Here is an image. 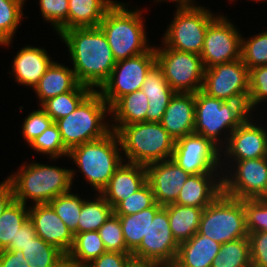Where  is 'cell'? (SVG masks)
Returning a JSON list of instances; mask_svg holds the SVG:
<instances>
[{
  "label": "cell",
  "instance_id": "d4e9b609",
  "mask_svg": "<svg viewBox=\"0 0 267 267\" xmlns=\"http://www.w3.org/2000/svg\"><path fill=\"white\" fill-rule=\"evenodd\" d=\"M141 89L149 100L146 122H160L175 91L168 85L157 65L147 74Z\"/></svg>",
  "mask_w": 267,
  "mask_h": 267
},
{
  "label": "cell",
  "instance_id": "f5cc1de1",
  "mask_svg": "<svg viewBox=\"0 0 267 267\" xmlns=\"http://www.w3.org/2000/svg\"><path fill=\"white\" fill-rule=\"evenodd\" d=\"M156 3L161 2H173L176 3V9H194L201 7L199 4L197 5L196 0H154Z\"/></svg>",
  "mask_w": 267,
  "mask_h": 267
},
{
  "label": "cell",
  "instance_id": "ee69618b",
  "mask_svg": "<svg viewBox=\"0 0 267 267\" xmlns=\"http://www.w3.org/2000/svg\"><path fill=\"white\" fill-rule=\"evenodd\" d=\"M267 102V65L249 70V98L247 108L255 113L257 106ZM267 104V103H266Z\"/></svg>",
  "mask_w": 267,
  "mask_h": 267
},
{
  "label": "cell",
  "instance_id": "c3c4849f",
  "mask_svg": "<svg viewBox=\"0 0 267 267\" xmlns=\"http://www.w3.org/2000/svg\"><path fill=\"white\" fill-rule=\"evenodd\" d=\"M132 261L131 253L105 252L86 267H128Z\"/></svg>",
  "mask_w": 267,
  "mask_h": 267
},
{
  "label": "cell",
  "instance_id": "7c38bea8",
  "mask_svg": "<svg viewBox=\"0 0 267 267\" xmlns=\"http://www.w3.org/2000/svg\"><path fill=\"white\" fill-rule=\"evenodd\" d=\"M201 90L211 97L223 101H242L247 106L249 69L242 59L207 68Z\"/></svg>",
  "mask_w": 267,
  "mask_h": 267
},
{
  "label": "cell",
  "instance_id": "277c9868",
  "mask_svg": "<svg viewBox=\"0 0 267 267\" xmlns=\"http://www.w3.org/2000/svg\"><path fill=\"white\" fill-rule=\"evenodd\" d=\"M118 135L123 160L143 166L171 159L173 139L160 122H140L111 126Z\"/></svg>",
  "mask_w": 267,
  "mask_h": 267
},
{
  "label": "cell",
  "instance_id": "6da1fadb",
  "mask_svg": "<svg viewBox=\"0 0 267 267\" xmlns=\"http://www.w3.org/2000/svg\"><path fill=\"white\" fill-rule=\"evenodd\" d=\"M67 46L79 84L98 91L109 78L115 58L100 27L71 28L58 35Z\"/></svg>",
  "mask_w": 267,
  "mask_h": 267
},
{
  "label": "cell",
  "instance_id": "816d5d0a",
  "mask_svg": "<svg viewBox=\"0 0 267 267\" xmlns=\"http://www.w3.org/2000/svg\"><path fill=\"white\" fill-rule=\"evenodd\" d=\"M14 200V193L10 182L4 179L0 182V216Z\"/></svg>",
  "mask_w": 267,
  "mask_h": 267
},
{
  "label": "cell",
  "instance_id": "4dcf8cb0",
  "mask_svg": "<svg viewBox=\"0 0 267 267\" xmlns=\"http://www.w3.org/2000/svg\"><path fill=\"white\" fill-rule=\"evenodd\" d=\"M161 207L155 203L152 207L132 215H117L120 219L126 247L131 253L140 245L142 238L146 236L150 222Z\"/></svg>",
  "mask_w": 267,
  "mask_h": 267
},
{
  "label": "cell",
  "instance_id": "e0dca14e",
  "mask_svg": "<svg viewBox=\"0 0 267 267\" xmlns=\"http://www.w3.org/2000/svg\"><path fill=\"white\" fill-rule=\"evenodd\" d=\"M172 159L190 175L222 173L221 149L200 134L176 140Z\"/></svg>",
  "mask_w": 267,
  "mask_h": 267
},
{
  "label": "cell",
  "instance_id": "4316f807",
  "mask_svg": "<svg viewBox=\"0 0 267 267\" xmlns=\"http://www.w3.org/2000/svg\"><path fill=\"white\" fill-rule=\"evenodd\" d=\"M149 100L142 89L120 97L110 107V125L124 126L146 122Z\"/></svg>",
  "mask_w": 267,
  "mask_h": 267
},
{
  "label": "cell",
  "instance_id": "9c48e42d",
  "mask_svg": "<svg viewBox=\"0 0 267 267\" xmlns=\"http://www.w3.org/2000/svg\"><path fill=\"white\" fill-rule=\"evenodd\" d=\"M213 13L202 5L194 9H176L161 43L174 50L200 55L207 27L220 14Z\"/></svg>",
  "mask_w": 267,
  "mask_h": 267
},
{
  "label": "cell",
  "instance_id": "d6a6232c",
  "mask_svg": "<svg viewBox=\"0 0 267 267\" xmlns=\"http://www.w3.org/2000/svg\"><path fill=\"white\" fill-rule=\"evenodd\" d=\"M92 91L91 88L78 84L72 91L49 98L38 107L55 122L72 113Z\"/></svg>",
  "mask_w": 267,
  "mask_h": 267
},
{
  "label": "cell",
  "instance_id": "bcb514c9",
  "mask_svg": "<svg viewBox=\"0 0 267 267\" xmlns=\"http://www.w3.org/2000/svg\"><path fill=\"white\" fill-rule=\"evenodd\" d=\"M23 121L21 133L28 145L54 122L41 107L31 111Z\"/></svg>",
  "mask_w": 267,
  "mask_h": 267
},
{
  "label": "cell",
  "instance_id": "11a10c76",
  "mask_svg": "<svg viewBox=\"0 0 267 267\" xmlns=\"http://www.w3.org/2000/svg\"><path fill=\"white\" fill-rule=\"evenodd\" d=\"M74 265L69 261L65 260L62 264H60L58 267H73Z\"/></svg>",
  "mask_w": 267,
  "mask_h": 267
},
{
  "label": "cell",
  "instance_id": "60d3db41",
  "mask_svg": "<svg viewBox=\"0 0 267 267\" xmlns=\"http://www.w3.org/2000/svg\"><path fill=\"white\" fill-rule=\"evenodd\" d=\"M40 14L59 35L68 30V0H38Z\"/></svg>",
  "mask_w": 267,
  "mask_h": 267
},
{
  "label": "cell",
  "instance_id": "f1b7e54d",
  "mask_svg": "<svg viewBox=\"0 0 267 267\" xmlns=\"http://www.w3.org/2000/svg\"><path fill=\"white\" fill-rule=\"evenodd\" d=\"M170 229L178 244L188 241L198 232L203 208L178 205H167Z\"/></svg>",
  "mask_w": 267,
  "mask_h": 267
},
{
  "label": "cell",
  "instance_id": "e575fe53",
  "mask_svg": "<svg viewBox=\"0 0 267 267\" xmlns=\"http://www.w3.org/2000/svg\"><path fill=\"white\" fill-rule=\"evenodd\" d=\"M24 6V0H0V47L11 46L23 18H28L23 17Z\"/></svg>",
  "mask_w": 267,
  "mask_h": 267
},
{
  "label": "cell",
  "instance_id": "7bdbcfd3",
  "mask_svg": "<svg viewBox=\"0 0 267 267\" xmlns=\"http://www.w3.org/2000/svg\"><path fill=\"white\" fill-rule=\"evenodd\" d=\"M247 233L267 232V197L244 199Z\"/></svg>",
  "mask_w": 267,
  "mask_h": 267
},
{
  "label": "cell",
  "instance_id": "ac0fdd59",
  "mask_svg": "<svg viewBox=\"0 0 267 267\" xmlns=\"http://www.w3.org/2000/svg\"><path fill=\"white\" fill-rule=\"evenodd\" d=\"M146 170L147 182L152 188L156 203L160 206L174 204L190 176L172 158L149 164Z\"/></svg>",
  "mask_w": 267,
  "mask_h": 267
},
{
  "label": "cell",
  "instance_id": "8fae6325",
  "mask_svg": "<svg viewBox=\"0 0 267 267\" xmlns=\"http://www.w3.org/2000/svg\"><path fill=\"white\" fill-rule=\"evenodd\" d=\"M155 65L154 46L143 54L118 61L98 92L111 107L120 97L140 90L145 77Z\"/></svg>",
  "mask_w": 267,
  "mask_h": 267
},
{
  "label": "cell",
  "instance_id": "836d02e7",
  "mask_svg": "<svg viewBox=\"0 0 267 267\" xmlns=\"http://www.w3.org/2000/svg\"><path fill=\"white\" fill-rule=\"evenodd\" d=\"M21 251L29 267H58L66 260L62 251L39 236L32 239Z\"/></svg>",
  "mask_w": 267,
  "mask_h": 267
},
{
  "label": "cell",
  "instance_id": "8d00e7d4",
  "mask_svg": "<svg viewBox=\"0 0 267 267\" xmlns=\"http://www.w3.org/2000/svg\"><path fill=\"white\" fill-rule=\"evenodd\" d=\"M251 264L248 237L221 244L211 267H248Z\"/></svg>",
  "mask_w": 267,
  "mask_h": 267
},
{
  "label": "cell",
  "instance_id": "7a4b0ae2",
  "mask_svg": "<svg viewBox=\"0 0 267 267\" xmlns=\"http://www.w3.org/2000/svg\"><path fill=\"white\" fill-rule=\"evenodd\" d=\"M74 168L58 167L57 165L41 164L32 160L25 161L19 169L7 176L14 199L26 206L48 204L58 195L69 193L77 174Z\"/></svg>",
  "mask_w": 267,
  "mask_h": 267
},
{
  "label": "cell",
  "instance_id": "6f0895ef",
  "mask_svg": "<svg viewBox=\"0 0 267 267\" xmlns=\"http://www.w3.org/2000/svg\"><path fill=\"white\" fill-rule=\"evenodd\" d=\"M248 267H257V266H254V265L250 264Z\"/></svg>",
  "mask_w": 267,
  "mask_h": 267
},
{
  "label": "cell",
  "instance_id": "cb8c5ba5",
  "mask_svg": "<svg viewBox=\"0 0 267 267\" xmlns=\"http://www.w3.org/2000/svg\"><path fill=\"white\" fill-rule=\"evenodd\" d=\"M221 244L195 233L188 241L179 244L178 253L171 267H211Z\"/></svg>",
  "mask_w": 267,
  "mask_h": 267
},
{
  "label": "cell",
  "instance_id": "7402d4cb",
  "mask_svg": "<svg viewBox=\"0 0 267 267\" xmlns=\"http://www.w3.org/2000/svg\"><path fill=\"white\" fill-rule=\"evenodd\" d=\"M147 183L146 166L123 161L101 191L112 208Z\"/></svg>",
  "mask_w": 267,
  "mask_h": 267
},
{
  "label": "cell",
  "instance_id": "ab89813d",
  "mask_svg": "<svg viewBox=\"0 0 267 267\" xmlns=\"http://www.w3.org/2000/svg\"><path fill=\"white\" fill-rule=\"evenodd\" d=\"M241 59L249 70L267 65V30L249 38L242 35Z\"/></svg>",
  "mask_w": 267,
  "mask_h": 267
},
{
  "label": "cell",
  "instance_id": "484cf974",
  "mask_svg": "<svg viewBox=\"0 0 267 267\" xmlns=\"http://www.w3.org/2000/svg\"><path fill=\"white\" fill-rule=\"evenodd\" d=\"M78 84L72 67L54 60L33 90L40 106L49 98L72 91Z\"/></svg>",
  "mask_w": 267,
  "mask_h": 267
},
{
  "label": "cell",
  "instance_id": "d590c367",
  "mask_svg": "<svg viewBox=\"0 0 267 267\" xmlns=\"http://www.w3.org/2000/svg\"><path fill=\"white\" fill-rule=\"evenodd\" d=\"M28 218L29 206L15 199L8 205L0 216V251L15 242L18 229Z\"/></svg>",
  "mask_w": 267,
  "mask_h": 267
},
{
  "label": "cell",
  "instance_id": "44dd1931",
  "mask_svg": "<svg viewBox=\"0 0 267 267\" xmlns=\"http://www.w3.org/2000/svg\"><path fill=\"white\" fill-rule=\"evenodd\" d=\"M160 124L175 141L194 133L195 93L175 92L162 116Z\"/></svg>",
  "mask_w": 267,
  "mask_h": 267
},
{
  "label": "cell",
  "instance_id": "f546056e",
  "mask_svg": "<svg viewBox=\"0 0 267 267\" xmlns=\"http://www.w3.org/2000/svg\"><path fill=\"white\" fill-rule=\"evenodd\" d=\"M107 252L98 231H87L74 235L72 248L66 255L74 266L86 267Z\"/></svg>",
  "mask_w": 267,
  "mask_h": 267
},
{
  "label": "cell",
  "instance_id": "9a60e30c",
  "mask_svg": "<svg viewBox=\"0 0 267 267\" xmlns=\"http://www.w3.org/2000/svg\"><path fill=\"white\" fill-rule=\"evenodd\" d=\"M179 244L170 229L167 206H162L155 214L146 236L131 253L138 262H156L171 267L176 259Z\"/></svg>",
  "mask_w": 267,
  "mask_h": 267
},
{
  "label": "cell",
  "instance_id": "2e32d148",
  "mask_svg": "<svg viewBox=\"0 0 267 267\" xmlns=\"http://www.w3.org/2000/svg\"><path fill=\"white\" fill-rule=\"evenodd\" d=\"M253 114L230 134L221 149L222 173L235 161L267 157V124L263 126Z\"/></svg>",
  "mask_w": 267,
  "mask_h": 267
},
{
  "label": "cell",
  "instance_id": "f6af8a7d",
  "mask_svg": "<svg viewBox=\"0 0 267 267\" xmlns=\"http://www.w3.org/2000/svg\"><path fill=\"white\" fill-rule=\"evenodd\" d=\"M107 252L131 253L123 237L119 217L112 213L98 230Z\"/></svg>",
  "mask_w": 267,
  "mask_h": 267
},
{
  "label": "cell",
  "instance_id": "8992f818",
  "mask_svg": "<svg viewBox=\"0 0 267 267\" xmlns=\"http://www.w3.org/2000/svg\"><path fill=\"white\" fill-rule=\"evenodd\" d=\"M251 114L242 101H223L198 90L195 93L194 133L222 149L230 134Z\"/></svg>",
  "mask_w": 267,
  "mask_h": 267
},
{
  "label": "cell",
  "instance_id": "1f68e13d",
  "mask_svg": "<svg viewBox=\"0 0 267 267\" xmlns=\"http://www.w3.org/2000/svg\"><path fill=\"white\" fill-rule=\"evenodd\" d=\"M91 199V200H90ZM84 199L77 226V233L98 231L113 213L106 199L97 193L94 198Z\"/></svg>",
  "mask_w": 267,
  "mask_h": 267
},
{
  "label": "cell",
  "instance_id": "52a82bcc",
  "mask_svg": "<svg viewBox=\"0 0 267 267\" xmlns=\"http://www.w3.org/2000/svg\"><path fill=\"white\" fill-rule=\"evenodd\" d=\"M108 116L110 107L98 91H92L72 113L55 121L65 148L70 151L106 136L111 131Z\"/></svg>",
  "mask_w": 267,
  "mask_h": 267
},
{
  "label": "cell",
  "instance_id": "ba28073f",
  "mask_svg": "<svg viewBox=\"0 0 267 267\" xmlns=\"http://www.w3.org/2000/svg\"><path fill=\"white\" fill-rule=\"evenodd\" d=\"M197 233L220 244L247 237L244 199L222 192L203 209Z\"/></svg>",
  "mask_w": 267,
  "mask_h": 267
},
{
  "label": "cell",
  "instance_id": "f35d334b",
  "mask_svg": "<svg viewBox=\"0 0 267 267\" xmlns=\"http://www.w3.org/2000/svg\"><path fill=\"white\" fill-rule=\"evenodd\" d=\"M38 154L48 156L51 162L68 157L69 151L65 148L59 128L53 122L40 136L36 137L28 146Z\"/></svg>",
  "mask_w": 267,
  "mask_h": 267
},
{
  "label": "cell",
  "instance_id": "9f6ffc18",
  "mask_svg": "<svg viewBox=\"0 0 267 267\" xmlns=\"http://www.w3.org/2000/svg\"><path fill=\"white\" fill-rule=\"evenodd\" d=\"M228 1H230V2H231V1L235 2V0H228ZM251 1H253V2L256 1V2H260V3H261V1H262V2H265V1H266V2H267V0H251Z\"/></svg>",
  "mask_w": 267,
  "mask_h": 267
},
{
  "label": "cell",
  "instance_id": "3957f363",
  "mask_svg": "<svg viewBox=\"0 0 267 267\" xmlns=\"http://www.w3.org/2000/svg\"><path fill=\"white\" fill-rule=\"evenodd\" d=\"M128 4L117 1L99 24L116 62L143 54L153 46L145 29L146 17H142L145 10L137 6L130 9Z\"/></svg>",
  "mask_w": 267,
  "mask_h": 267
},
{
  "label": "cell",
  "instance_id": "4fadbf2b",
  "mask_svg": "<svg viewBox=\"0 0 267 267\" xmlns=\"http://www.w3.org/2000/svg\"><path fill=\"white\" fill-rule=\"evenodd\" d=\"M222 192L241 200L267 197V157L233 162L222 173Z\"/></svg>",
  "mask_w": 267,
  "mask_h": 267
},
{
  "label": "cell",
  "instance_id": "30bf717a",
  "mask_svg": "<svg viewBox=\"0 0 267 267\" xmlns=\"http://www.w3.org/2000/svg\"><path fill=\"white\" fill-rule=\"evenodd\" d=\"M161 45L154 47L156 65L162 70L168 85L180 93H196L201 90L205 67L200 55Z\"/></svg>",
  "mask_w": 267,
  "mask_h": 267
},
{
  "label": "cell",
  "instance_id": "ffe728a7",
  "mask_svg": "<svg viewBox=\"0 0 267 267\" xmlns=\"http://www.w3.org/2000/svg\"><path fill=\"white\" fill-rule=\"evenodd\" d=\"M44 47L24 45L12 61L11 73L18 85L34 88L54 61Z\"/></svg>",
  "mask_w": 267,
  "mask_h": 267
},
{
  "label": "cell",
  "instance_id": "f907efd6",
  "mask_svg": "<svg viewBox=\"0 0 267 267\" xmlns=\"http://www.w3.org/2000/svg\"><path fill=\"white\" fill-rule=\"evenodd\" d=\"M0 267H29L21 250H1Z\"/></svg>",
  "mask_w": 267,
  "mask_h": 267
},
{
  "label": "cell",
  "instance_id": "d6986e66",
  "mask_svg": "<svg viewBox=\"0 0 267 267\" xmlns=\"http://www.w3.org/2000/svg\"><path fill=\"white\" fill-rule=\"evenodd\" d=\"M29 219L37 236L65 255L72 248L74 235L49 204H29Z\"/></svg>",
  "mask_w": 267,
  "mask_h": 267
},
{
  "label": "cell",
  "instance_id": "603a6c76",
  "mask_svg": "<svg viewBox=\"0 0 267 267\" xmlns=\"http://www.w3.org/2000/svg\"><path fill=\"white\" fill-rule=\"evenodd\" d=\"M222 193V173L190 175L176 200L178 205L206 208Z\"/></svg>",
  "mask_w": 267,
  "mask_h": 267
},
{
  "label": "cell",
  "instance_id": "5b68a950",
  "mask_svg": "<svg viewBox=\"0 0 267 267\" xmlns=\"http://www.w3.org/2000/svg\"><path fill=\"white\" fill-rule=\"evenodd\" d=\"M67 158L78 167V174L82 173L85 182L96 193H101L124 161L118 135L113 130L100 139L72 148Z\"/></svg>",
  "mask_w": 267,
  "mask_h": 267
},
{
  "label": "cell",
  "instance_id": "b9f144b4",
  "mask_svg": "<svg viewBox=\"0 0 267 267\" xmlns=\"http://www.w3.org/2000/svg\"><path fill=\"white\" fill-rule=\"evenodd\" d=\"M155 203L156 201L152 188L147 182L138 191L120 201L113 208V213L116 215H132L152 207Z\"/></svg>",
  "mask_w": 267,
  "mask_h": 267
},
{
  "label": "cell",
  "instance_id": "681fc988",
  "mask_svg": "<svg viewBox=\"0 0 267 267\" xmlns=\"http://www.w3.org/2000/svg\"><path fill=\"white\" fill-rule=\"evenodd\" d=\"M37 236L36 230L32 221L28 218L18 229L15 236V242H11L6 248L7 250H23V248L31 242Z\"/></svg>",
  "mask_w": 267,
  "mask_h": 267
},
{
  "label": "cell",
  "instance_id": "5bb4252c",
  "mask_svg": "<svg viewBox=\"0 0 267 267\" xmlns=\"http://www.w3.org/2000/svg\"><path fill=\"white\" fill-rule=\"evenodd\" d=\"M230 20L219 14L207 27L200 54L205 69L241 59L242 33Z\"/></svg>",
  "mask_w": 267,
  "mask_h": 267
},
{
  "label": "cell",
  "instance_id": "7dc6e473",
  "mask_svg": "<svg viewBox=\"0 0 267 267\" xmlns=\"http://www.w3.org/2000/svg\"><path fill=\"white\" fill-rule=\"evenodd\" d=\"M251 264L267 267V232L248 234Z\"/></svg>",
  "mask_w": 267,
  "mask_h": 267
},
{
  "label": "cell",
  "instance_id": "83f0119b",
  "mask_svg": "<svg viewBox=\"0 0 267 267\" xmlns=\"http://www.w3.org/2000/svg\"><path fill=\"white\" fill-rule=\"evenodd\" d=\"M117 0H68V29L99 27Z\"/></svg>",
  "mask_w": 267,
  "mask_h": 267
},
{
  "label": "cell",
  "instance_id": "db71d44e",
  "mask_svg": "<svg viewBox=\"0 0 267 267\" xmlns=\"http://www.w3.org/2000/svg\"><path fill=\"white\" fill-rule=\"evenodd\" d=\"M128 267H167V266L156 262H138L133 260Z\"/></svg>",
  "mask_w": 267,
  "mask_h": 267
},
{
  "label": "cell",
  "instance_id": "74e56055",
  "mask_svg": "<svg viewBox=\"0 0 267 267\" xmlns=\"http://www.w3.org/2000/svg\"><path fill=\"white\" fill-rule=\"evenodd\" d=\"M84 199V197H80V194H73L70 191L69 193L58 195L48 203L73 235L77 234V226Z\"/></svg>",
  "mask_w": 267,
  "mask_h": 267
}]
</instances>
